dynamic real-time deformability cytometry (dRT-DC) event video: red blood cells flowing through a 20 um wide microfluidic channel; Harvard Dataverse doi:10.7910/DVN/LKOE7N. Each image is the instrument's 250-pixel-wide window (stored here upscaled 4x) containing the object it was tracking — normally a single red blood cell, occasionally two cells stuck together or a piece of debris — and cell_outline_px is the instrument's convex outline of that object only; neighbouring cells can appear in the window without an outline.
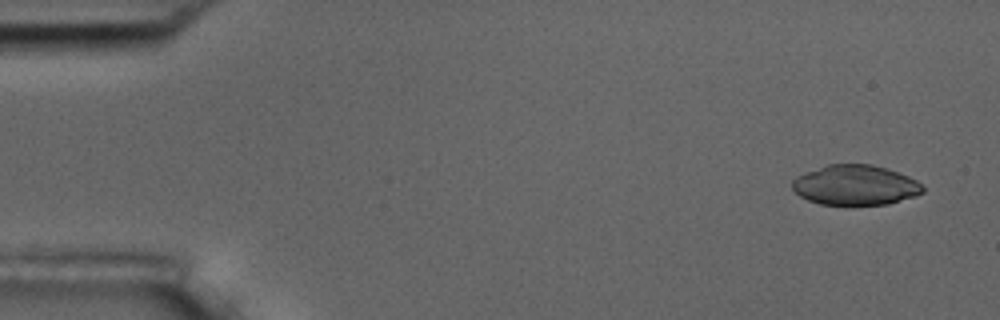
{"species": "common noctule bat (a hibernating species)", "species_latin": "Nyctalus noctula", "temperature_condition": "room temperature", "stored_images_in_passage": 56, "camera_frame_rate_fps": 3000, "um_per_image_px": 0.085, "animal": {"sex": "male", "body_mass_g": 17.5, "forearm_length_mm": 52.3}, "frame": {"image": 1, "passage_image": 3, "time_ms": 0.667, "image_size_px": [1000, 320], "cell_outline_px": [[924, 192], [916, 196], [888, 204], [820, 204], [808, 200], [800, 196], [792, 188], [792, 180], [796, 176], [804, 172], [828, 164], [872, 164], [908, 176], [916, 180], [924, 188]], "centroid_in_image_um": [72.68, 15.73], "position_along_channel_um": 12.3, "area_um2": 30.35}}